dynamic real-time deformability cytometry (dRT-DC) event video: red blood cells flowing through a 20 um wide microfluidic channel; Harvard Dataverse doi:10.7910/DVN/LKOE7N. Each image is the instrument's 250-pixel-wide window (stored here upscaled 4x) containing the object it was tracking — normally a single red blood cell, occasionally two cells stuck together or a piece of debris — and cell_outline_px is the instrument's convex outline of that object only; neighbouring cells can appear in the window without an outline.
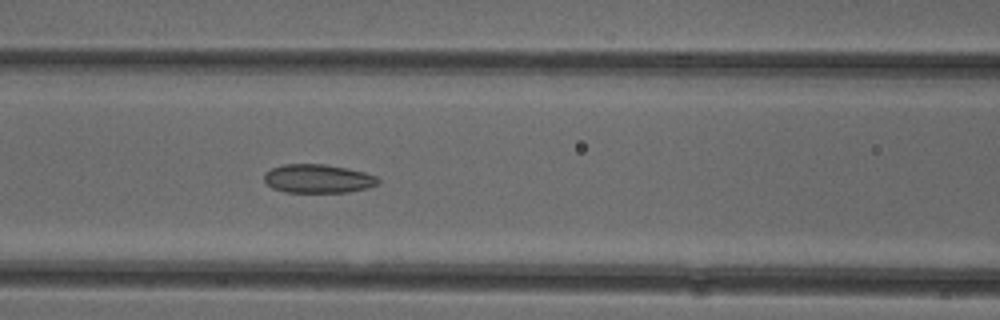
{"species": "common noctule bat (a hibernating species)", "species_latin": "Nyctalus noctula", "temperature_condition": "cold", "stored_images_in_passage": 33, "camera_frame_rate_fps": 3000, "um_per_image_px": 0.085, "animal": {"sex": "female"}, "frame": {"image": 1, "passage_image": 9, "time_ms": 2.667, "image_size_px": [1000, 320], "cell_outline_px": [[380, 184], [368, 188], [348, 192], [284, 192], [272, 188], [264, 180], [264, 172], [272, 168], [284, 164], [324, 164], [348, 168], [364, 172], [376, 176], [380, 180]], "centroid_in_image_um": [27.04, 15.19], "position_along_channel_um": 139.6, "area_um2": 19.19}}
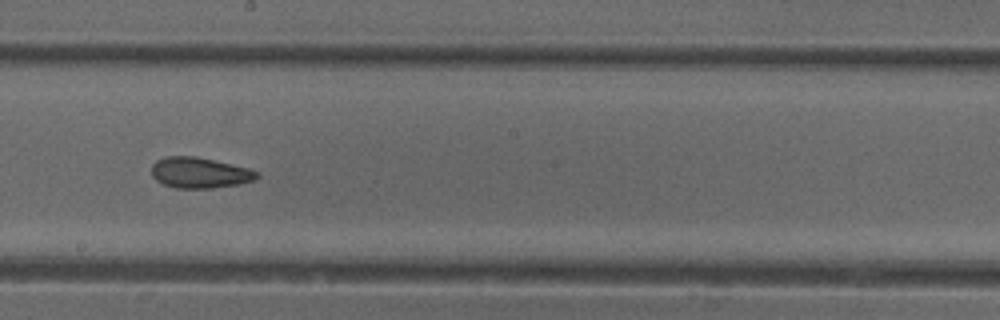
{"frame": {"image": 2, "passage_image": 16, "time_ms": 5.0, "image_size_px": [1000, 320], "cell_outline_px": [[260, 176], [252, 180], [240, 184], [212, 188], [176, 188], [164, 184], [156, 180], [152, 176], [152, 164], [156, 160], [164, 156], [196, 156], [248, 168], [260, 172]], "centroid_in_image_um": [16.96, 14.68], "position_along_channel_um": 231.2, "area_um2": 18.9}}
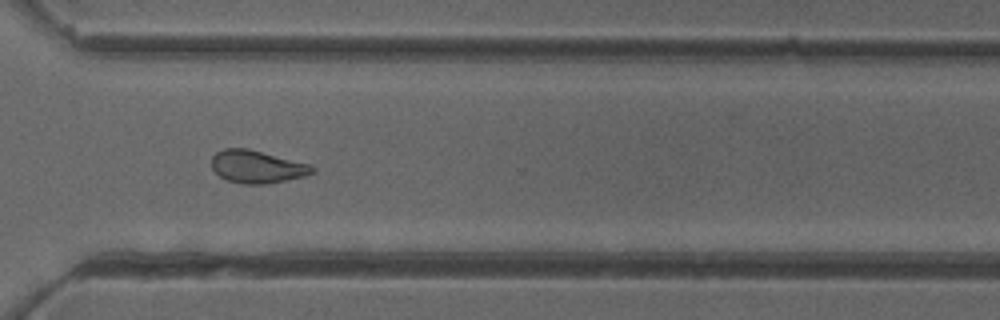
{"frame": {"image": 3, "passage_image": 25, "time_ms": 8.0, "image_size_px": [1000, 320], "cell_outline_px": [[316, 172], [304, 176], [264, 184], [244, 184], [228, 180], [220, 176], [212, 168], [212, 156], [216, 152], [224, 148], [248, 148], [312, 164], [316, 168]], "centroid_in_image_um": [21.88, 14.15], "position_along_channel_um": 348.7, "area_um2": 19.25}, "authors_computed_cell_mechanics": {"area_um2": 19.2474, "velocity_mm_per_s": 3.9316, "shape_relaxation_time_tau1_ms": null, "shape_relaxation_time_tau2_ms": 2.9914, "deformation_change_tau1": null, "deformation_change_tau2": 0.1001}}